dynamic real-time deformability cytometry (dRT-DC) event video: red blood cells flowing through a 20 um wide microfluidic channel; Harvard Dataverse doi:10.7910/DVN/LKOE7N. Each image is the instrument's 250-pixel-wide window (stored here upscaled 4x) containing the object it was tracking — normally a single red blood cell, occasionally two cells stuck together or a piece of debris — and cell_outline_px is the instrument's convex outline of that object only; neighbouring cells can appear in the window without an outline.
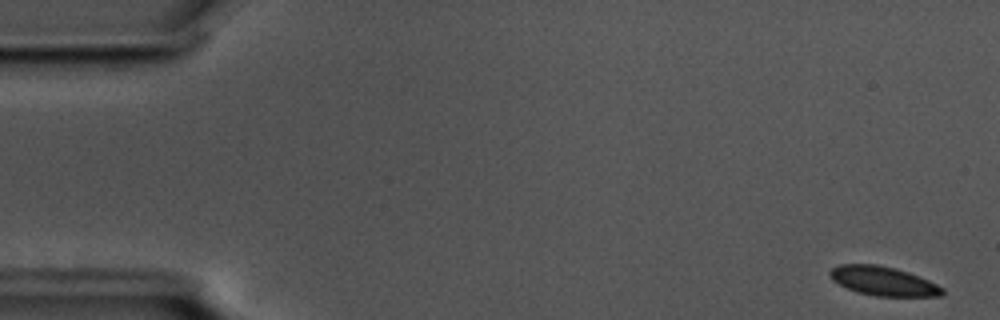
{"species": "common noctule bat (a hibernating species)", "species_latin": "Nyctalus noctula", "temperature_condition": "cold", "stored_images_in_passage": 55, "camera_frame_rate_fps": 3000, "um_per_image_px": 0.085, "animal": {"sex": "male", "body_mass_g": 17.5, "forearm_length_mm": 52.3}, "frame": {"image": 1, "passage_image": 1, "time_ms": 0.0, "image_size_px": [1000, 320], "cell_outline_px": [[944, 292], [940, 296], [876, 296], [860, 292], [848, 288], [832, 280], [828, 272], [832, 268], [840, 264], [876, 264], [908, 272], [920, 276], [944, 288]], "centroid_in_image_um": [75.08, 23.88], "position_along_channel_um": 9.9, "area_um2": 18.84}}
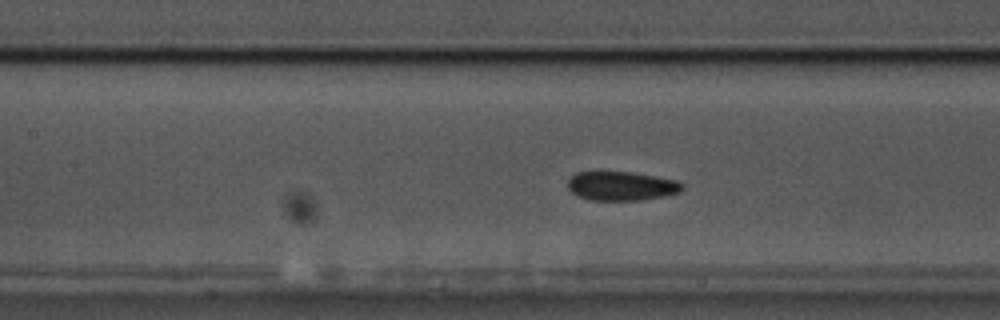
{"frame": {"image": 2, "passage_image": 24, "time_ms": 7.667, "image_size_px": [1000, 320], "cell_outline_px": [[684, 188], [680, 192], [660, 196], [636, 200], [592, 200], [580, 196], [572, 192], [568, 188], [568, 180], [576, 172], [632, 172], [656, 176], [676, 180], [684, 184]], "centroid_in_image_um": [52.83, 15.8], "position_along_channel_um": 154.6, "area_um2": 19.13}}
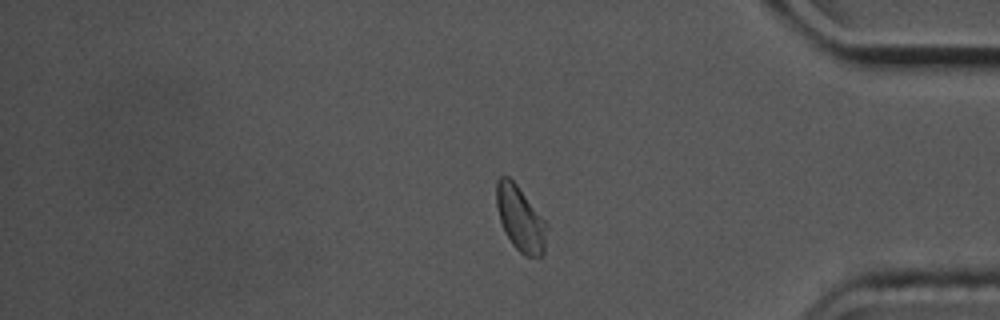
{"frame": {"image": 3, "passage_image": 46, "time_ms": 15.0, "image_size_px": [1000, 320], "cell_outline_px": [[548, 228], [544, 252], [540, 256], [524, 256], [512, 244], [500, 220], [496, 204], [496, 180], [500, 176], [508, 176], [516, 184], [548, 224]], "centroid_in_image_um": [44.24, 18.58], "position_along_channel_um": 391.0, "area_um2": 18.9}, "authors_computed_cell_mechanics": {"area_um2": 19.5364, "velocity_mm_per_s": 3.5574, "shape_relaxation_time_tau1_ms": 8.8284, "shape_relaxation_time_tau2_ms": 2.8465, "deformation_change_tau1": 0.0907, "deformation_change_tau2": 0.0646}}